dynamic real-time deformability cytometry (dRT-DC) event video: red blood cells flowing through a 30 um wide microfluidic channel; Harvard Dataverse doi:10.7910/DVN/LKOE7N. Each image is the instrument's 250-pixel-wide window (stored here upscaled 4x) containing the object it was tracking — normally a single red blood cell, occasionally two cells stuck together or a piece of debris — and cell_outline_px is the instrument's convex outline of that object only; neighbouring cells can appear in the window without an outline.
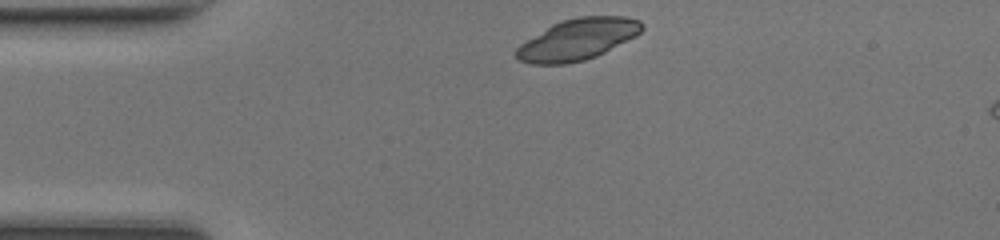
{"species": "common noctule bat (a hibernating species)", "species_latin": "Nyctalus noctula", "temperature_condition": "room temperature", "stored_images_in_passage": 38, "camera_frame_rate_fps": 3000, "um_per_image_px": 0.085, "animal": {"sex": "female", "body_mass_g": 17.0, "forearm_length_mm": 48.0}, "frame": {"image": 1, "passage_image": 1, "time_ms": 0.0, "image_size_px": [1000, 240], "cell_outline_px": [[644, 28], [636, 36], [596, 56], [584, 60], [564, 64], [532, 64], [516, 60], [516, 48], [520, 44], [552, 24], [560, 20], [580, 16], [628, 16], [640, 20], [644, 24]], "centroid_in_image_um": [49.11, 3.34], "position_along_channel_um": 35.9, "area_um2": 30.29}}